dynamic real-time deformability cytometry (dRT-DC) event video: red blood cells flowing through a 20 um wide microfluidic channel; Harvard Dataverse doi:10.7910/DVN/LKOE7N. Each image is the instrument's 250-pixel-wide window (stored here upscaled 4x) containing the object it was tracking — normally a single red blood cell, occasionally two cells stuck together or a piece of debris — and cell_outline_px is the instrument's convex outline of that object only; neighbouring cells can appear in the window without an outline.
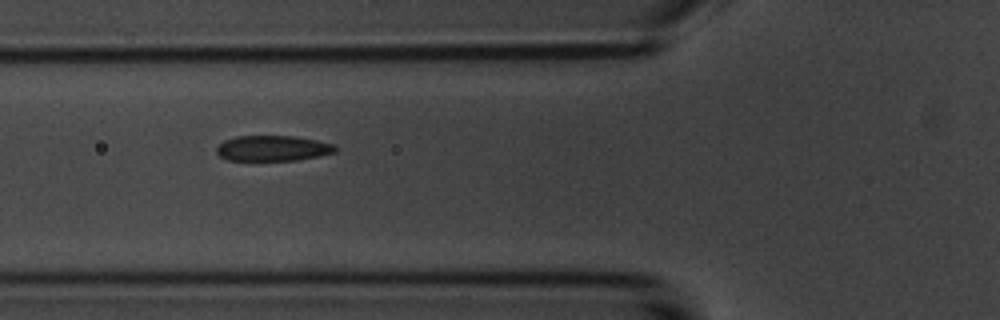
{"species": "common noctule bat (a hibernating species)", "species_latin": "Nyctalus noctula", "temperature_condition": "room temperature", "stored_images_in_passage": 7, "camera_frame_rate_fps": 3000, "um_per_image_px": 0.085, "animal": {"sex": "male", "body_mass_g": 20.1, "forearm_length_mm": 53.5}, "frame": {"image": 1, "passage_image": 3, "time_ms": 2.333, "image_size_px": [1000, 320], "cell_outline_px": [[336, 152], [320, 156], [296, 160], [228, 160], [220, 156], [216, 152], [216, 148], [224, 140], [236, 136], [292, 136], [316, 140], [332, 144], [336, 148]], "centroid_in_image_um": [23.17, 12.6], "position_along_channel_um": 102.6, "area_um2": 17.51}}
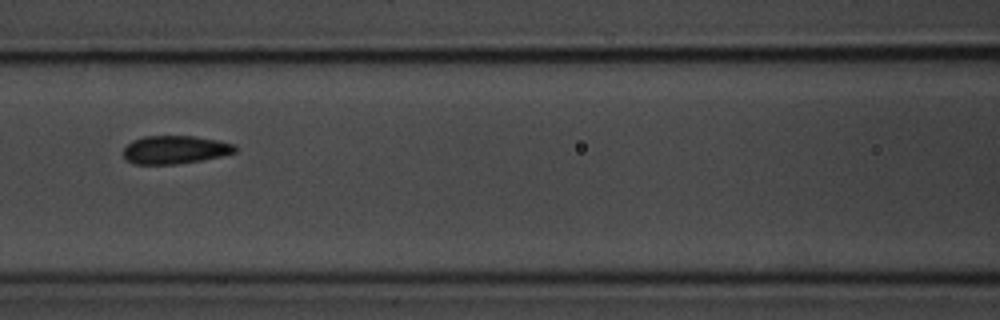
{"frame": {"image": 2, "passage_image": 4, "time_ms": 3.667, "image_size_px": [1000, 320], "cell_outline_px": [[236, 152], [204, 160], [176, 164], [132, 164], [124, 160], [124, 148], [132, 140], [144, 136], [196, 136], [236, 144]], "centroid_in_image_um": [14.86, 12.73], "position_along_channel_um": 151.7, "area_um2": 18.5}}
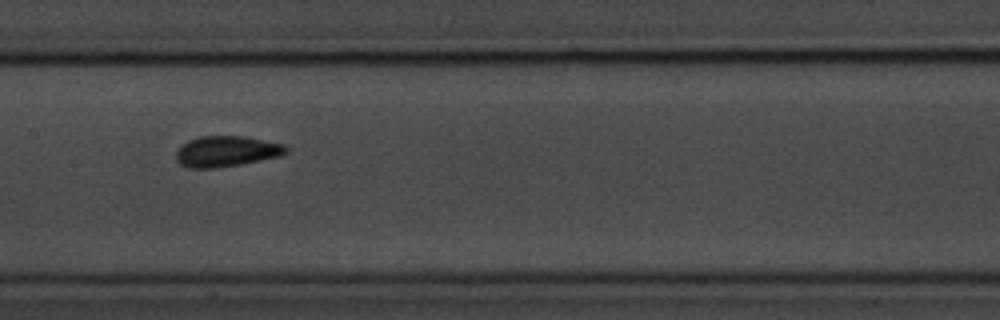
{"frame": {"image": 3, "passage_image": 5, "time_ms": 4.667, "image_size_px": [1000, 320], "cell_outline_px": [[288, 152], [280, 156], [240, 164], [216, 168], [188, 168], [180, 164], [176, 160], [176, 152], [188, 140], [200, 136], [240, 136], [284, 144], [288, 148]], "centroid_in_image_um": [19.24, 12.87], "position_along_channel_um": 188.2, "area_um2": 19.54}}